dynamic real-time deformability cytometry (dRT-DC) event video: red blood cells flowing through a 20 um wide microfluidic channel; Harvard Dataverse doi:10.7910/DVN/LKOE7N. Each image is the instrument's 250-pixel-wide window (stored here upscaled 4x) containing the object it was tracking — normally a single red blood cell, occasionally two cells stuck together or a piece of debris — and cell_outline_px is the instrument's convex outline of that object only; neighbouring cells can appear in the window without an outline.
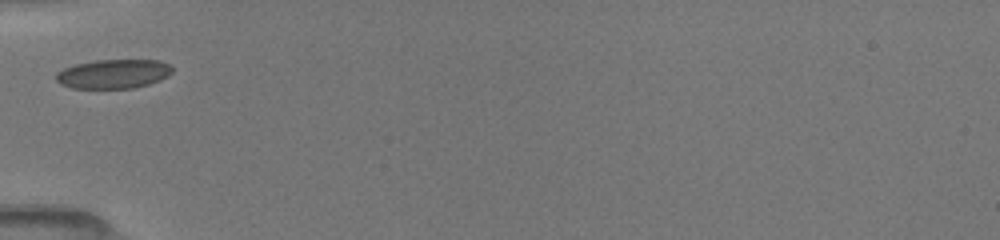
{"species": "common noctule bat (a hibernating species)", "species_latin": "Nyctalus noctula", "temperature_condition": "room temperature", "stored_images_in_passage": 15, "camera_frame_rate_fps": 3000, "um_per_image_px": 0.085, "animal": {"sex": "female", "body_mass_g": 19.5, "forearm_length_mm": 54.1}, "frame": {"image": 1, "passage_image": 1, "time_ms": 0.0, "image_size_px": [1000, 240], "cell_outline_px": [[172, 72], [168, 76], [160, 80], [148, 84], [132, 88], [72, 88], [60, 84], [56, 80], [56, 72], [64, 68], [76, 64], [96, 60], [160, 60], [168, 64], [172, 68]], "centroid_in_image_um": [9.63, 6.28], "position_along_channel_um": 75.4, "area_um2": 19.71}}
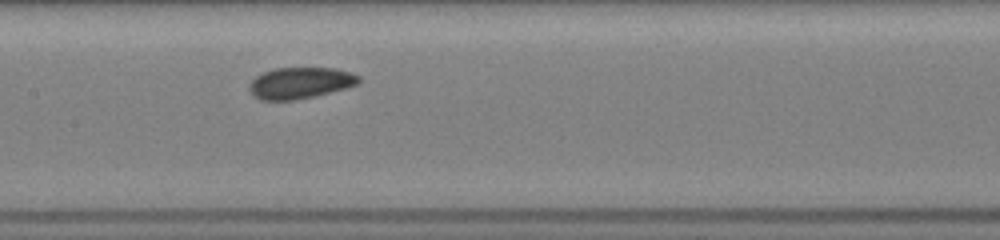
{"frame": {"image": 2, "passage_image": 9, "time_ms": 2.667, "image_size_px": [1000, 240], "cell_outline_px": [[360, 80], [356, 84], [348, 88], [296, 100], [260, 100], [248, 88], [248, 84], [256, 76], [264, 72], [276, 68], [336, 68], [360, 76]], "centroid_in_image_um": [25.52, 7.05], "position_along_channel_um": 181.9, "area_um2": 19.88}}
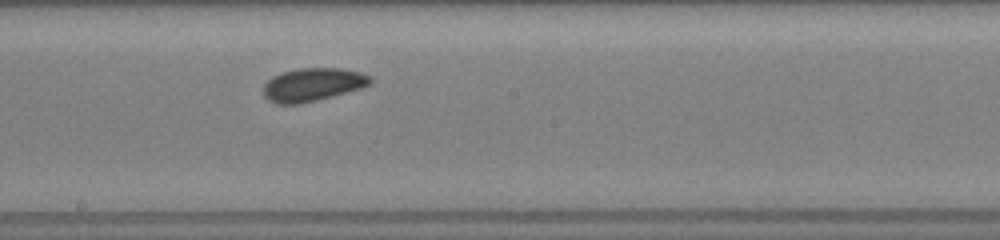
{"frame": {"image": 3, "passage_image": 12, "time_ms": 3.667, "image_size_px": [1000, 240], "cell_outline_px": [[372, 84], [360, 88], [332, 96], [300, 104], [276, 104], [268, 100], [264, 96], [264, 84], [272, 76], [284, 72], [300, 68], [340, 68], [360, 72], [372, 76]], "centroid_in_image_um": [26.58, 7.19], "position_along_channel_um": 221.6, "area_um2": 20.63}}